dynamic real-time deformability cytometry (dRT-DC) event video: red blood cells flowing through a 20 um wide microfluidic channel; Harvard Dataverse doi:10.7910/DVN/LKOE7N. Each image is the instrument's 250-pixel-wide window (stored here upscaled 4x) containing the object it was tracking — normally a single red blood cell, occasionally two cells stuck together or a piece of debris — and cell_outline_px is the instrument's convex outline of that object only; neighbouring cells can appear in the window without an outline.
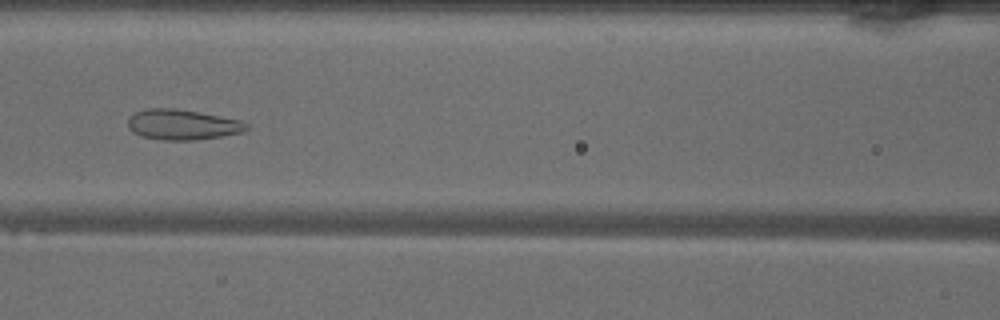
{"species": "common noctule bat (a hibernating species)", "species_latin": "Nyctalus noctula", "temperature_condition": "warm", "stored_images_in_passage": 48, "camera_frame_rate_fps": 3000, "um_per_image_px": 0.085, "animal": {"sex": "male", "body_mass_g": 18.8}, "frame": {"image": 1, "passage_image": 20, "time_ms": 6.333, "image_size_px": [1000, 320], "cell_outline_px": [[248, 128], [244, 132], [196, 140], [164, 140], [140, 136], [132, 132], [128, 128], [128, 116], [136, 112], [148, 108], [172, 108], [200, 112], [240, 120], [248, 124]], "centroid_in_image_um": [15.48, 10.59], "position_along_channel_um": 151.1, "area_um2": 21.04}}
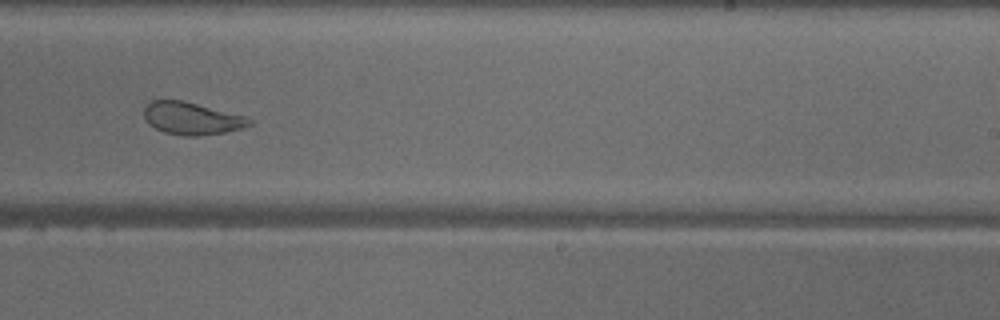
{"frame": {"image": 2, "passage_image": 29, "time_ms": 9.333, "image_size_px": [1000, 320], "cell_outline_px": [[252, 124], [240, 128], [224, 132], [196, 136], [184, 136], [164, 132], [148, 124], [144, 116], [144, 108], [152, 100], [184, 100], [244, 116], [252, 120]], "centroid_in_image_um": [16.26, 10.06], "position_along_channel_um": 272.7, "area_um2": 19.71}}
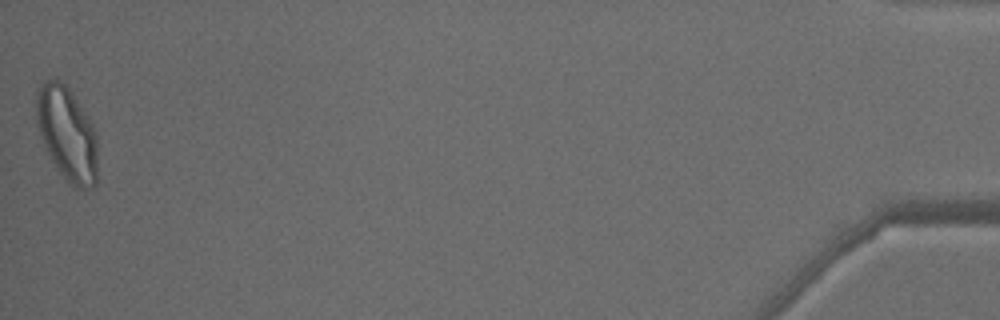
{"frame": {"image": 3, "passage_image": 48, "time_ms": 15.667, "image_size_px": [1000, 320], "cell_outline_px": [[96, 184], [92, 188], [76, 188], [68, 184], [56, 168], [40, 136], [36, 120], [36, 100], [40, 88], [44, 80], [60, 80], [68, 88], [92, 124], [96, 132]], "centroid_in_image_um": [5.69, 11.41], "position_along_channel_um": 429.5, "area_um2": 33.06}, "authors_computed_cell_mechanics": {"area_um2": 26.3279, "velocity_mm_per_s": 4.0648, "shape_relaxation_time_tau1_ms": null, "shape_relaxation_time_tau2_ms": 0.9881, "deformation_change_tau1": null, "deformation_change_tau2": 0.075}}